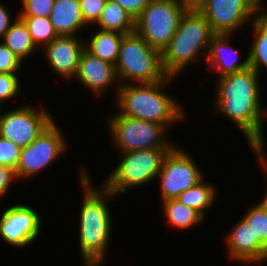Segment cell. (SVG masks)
I'll return each instance as SVG.
<instances>
[{
	"label": "cell",
	"mask_w": 267,
	"mask_h": 266,
	"mask_svg": "<svg viewBox=\"0 0 267 266\" xmlns=\"http://www.w3.org/2000/svg\"><path fill=\"white\" fill-rule=\"evenodd\" d=\"M256 15H264V3L262 0H244ZM263 3V4H262Z\"/></svg>",
	"instance_id": "cell-36"
},
{
	"label": "cell",
	"mask_w": 267,
	"mask_h": 266,
	"mask_svg": "<svg viewBox=\"0 0 267 266\" xmlns=\"http://www.w3.org/2000/svg\"><path fill=\"white\" fill-rule=\"evenodd\" d=\"M263 109L264 110H263V122L262 123H264L265 122V119H267V108L264 107Z\"/></svg>",
	"instance_id": "cell-38"
},
{
	"label": "cell",
	"mask_w": 267,
	"mask_h": 266,
	"mask_svg": "<svg viewBox=\"0 0 267 266\" xmlns=\"http://www.w3.org/2000/svg\"><path fill=\"white\" fill-rule=\"evenodd\" d=\"M231 36L215 34L211 38L205 62L208 63L207 65L210 68L214 69V72L218 73L217 77L233 74L250 67L248 54L246 59L240 62L241 54L238 49L231 46Z\"/></svg>",
	"instance_id": "cell-17"
},
{
	"label": "cell",
	"mask_w": 267,
	"mask_h": 266,
	"mask_svg": "<svg viewBox=\"0 0 267 266\" xmlns=\"http://www.w3.org/2000/svg\"><path fill=\"white\" fill-rule=\"evenodd\" d=\"M7 8L8 7H5L3 3H0V41L14 23V21L12 22L11 14Z\"/></svg>",
	"instance_id": "cell-34"
},
{
	"label": "cell",
	"mask_w": 267,
	"mask_h": 266,
	"mask_svg": "<svg viewBox=\"0 0 267 266\" xmlns=\"http://www.w3.org/2000/svg\"><path fill=\"white\" fill-rule=\"evenodd\" d=\"M67 142L55 120L28 146L21 148L20 159L15 169L18 180L41 173L61 157Z\"/></svg>",
	"instance_id": "cell-9"
},
{
	"label": "cell",
	"mask_w": 267,
	"mask_h": 266,
	"mask_svg": "<svg viewBox=\"0 0 267 266\" xmlns=\"http://www.w3.org/2000/svg\"><path fill=\"white\" fill-rule=\"evenodd\" d=\"M216 193L215 186L202 179L195 186L180 193L176 199L186 206L194 208L206 218V211L210 207L212 208L216 201Z\"/></svg>",
	"instance_id": "cell-24"
},
{
	"label": "cell",
	"mask_w": 267,
	"mask_h": 266,
	"mask_svg": "<svg viewBox=\"0 0 267 266\" xmlns=\"http://www.w3.org/2000/svg\"><path fill=\"white\" fill-rule=\"evenodd\" d=\"M187 9L180 0H151L135 19V32L162 52L174 36Z\"/></svg>",
	"instance_id": "cell-8"
},
{
	"label": "cell",
	"mask_w": 267,
	"mask_h": 266,
	"mask_svg": "<svg viewBox=\"0 0 267 266\" xmlns=\"http://www.w3.org/2000/svg\"><path fill=\"white\" fill-rule=\"evenodd\" d=\"M41 217L29 205L15 204L6 208L0 218V236L6 243L25 247L41 233Z\"/></svg>",
	"instance_id": "cell-12"
},
{
	"label": "cell",
	"mask_w": 267,
	"mask_h": 266,
	"mask_svg": "<svg viewBox=\"0 0 267 266\" xmlns=\"http://www.w3.org/2000/svg\"><path fill=\"white\" fill-rule=\"evenodd\" d=\"M22 61L1 41L0 73H17L21 70Z\"/></svg>",
	"instance_id": "cell-31"
},
{
	"label": "cell",
	"mask_w": 267,
	"mask_h": 266,
	"mask_svg": "<svg viewBox=\"0 0 267 266\" xmlns=\"http://www.w3.org/2000/svg\"><path fill=\"white\" fill-rule=\"evenodd\" d=\"M49 18L58 36H78L86 26L79 0H55Z\"/></svg>",
	"instance_id": "cell-18"
},
{
	"label": "cell",
	"mask_w": 267,
	"mask_h": 266,
	"mask_svg": "<svg viewBox=\"0 0 267 266\" xmlns=\"http://www.w3.org/2000/svg\"><path fill=\"white\" fill-rule=\"evenodd\" d=\"M187 10H199L207 0H180Z\"/></svg>",
	"instance_id": "cell-35"
},
{
	"label": "cell",
	"mask_w": 267,
	"mask_h": 266,
	"mask_svg": "<svg viewBox=\"0 0 267 266\" xmlns=\"http://www.w3.org/2000/svg\"><path fill=\"white\" fill-rule=\"evenodd\" d=\"M22 9L18 16L50 17L55 0H20Z\"/></svg>",
	"instance_id": "cell-28"
},
{
	"label": "cell",
	"mask_w": 267,
	"mask_h": 266,
	"mask_svg": "<svg viewBox=\"0 0 267 266\" xmlns=\"http://www.w3.org/2000/svg\"><path fill=\"white\" fill-rule=\"evenodd\" d=\"M118 3L126 12L136 19L151 0H110Z\"/></svg>",
	"instance_id": "cell-32"
},
{
	"label": "cell",
	"mask_w": 267,
	"mask_h": 266,
	"mask_svg": "<svg viewBox=\"0 0 267 266\" xmlns=\"http://www.w3.org/2000/svg\"><path fill=\"white\" fill-rule=\"evenodd\" d=\"M115 71L120 85L154 83L168 76L162 67L161 52L136 32L123 36Z\"/></svg>",
	"instance_id": "cell-5"
},
{
	"label": "cell",
	"mask_w": 267,
	"mask_h": 266,
	"mask_svg": "<svg viewBox=\"0 0 267 266\" xmlns=\"http://www.w3.org/2000/svg\"><path fill=\"white\" fill-rule=\"evenodd\" d=\"M112 116V117H111ZM108 128L114 148L120 152L141 149L173 148L177 143L169 142L167 130L172 125H162L119 114H111Z\"/></svg>",
	"instance_id": "cell-7"
},
{
	"label": "cell",
	"mask_w": 267,
	"mask_h": 266,
	"mask_svg": "<svg viewBox=\"0 0 267 266\" xmlns=\"http://www.w3.org/2000/svg\"><path fill=\"white\" fill-rule=\"evenodd\" d=\"M264 15H267V10L266 9L264 10Z\"/></svg>",
	"instance_id": "cell-39"
},
{
	"label": "cell",
	"mask_w": 267,
	"mask_h": 266,
	"mask_svg": "<svg viewBox=\"0 0 267 266\" xmlns=\"http://www.w3.org/2000/svg\"><path fill=\"white\" fill-rule=\"evenodd\" d=\"M20 79L17 73H0V108L6 100L16 99L20 92Z\"/></svg>",
	"instance_id": "cell-27"
},
{
	"label": "cell",
	"mask_w": 267,
	"mask_h": 266,
	"mask_svg": "<svg viewBox=\"0 0 267 266\" xmlns=\"http://www.w3.org/2000/svg\"><path fill=\"white\" fill-rule=\"evenodd\" d=\"M199 11L214 34L225 35L234 34L258 16L244 0H207Z\"/></svg>",
	"instance_id": "cell-13"
},
{
	"label": "cell",
	"mask_w": 267,
	"mask_h": 266,
	"mask_svg": "<svg viewBox=\"0 0 267 266\" xmlns=\"http://www.w3.org/2000/svg\"><path fill=\"white\" fill-rule=\"evenodd\" d=\"M230 259L235 262L259 265L267 261V252L253 238L251 227L241 218L226 234Z\"/></svg>",
	"instance_id": "cell-16"
},
{
	"label": "cell",
	"mask_w": 267,
	"mask_h": 266,
	"mask_svg": "<svg viewBox=\"0 0 267 266\" xmlns=\"http://www.w3.org/2000/svg\"><path fill=\"white\" fill-rule=\"evenodd\" d=\"M98 30L92 33L90 38L86 39L85 49L93 56L115 65L124 34L115 31Z\"/></svg>",
	"instance_id": "cell-19"
},
{
	"label": "cell",
	"mask_w": 267,
	"mask_h": 266,
	"mask_svg": "<svg viewBox=\"0 0 267 266\" xmlns=\"http://www.w3.org/2000/svg\"><path fill=\"white\" fill-rule=\"evenodd\" d=\"M86 170L82 165L79 172L84 190L79 212V249L84 266H102L113 231L108 201L116 195L102 184L98 188L92 185Z\"/></svg>",
	"instance_id": "cell-2"
},
{
	"label": "cell",
	"mask_w": 267,
	"mask_h": 266,
	"mask_svg": "<svg viewBox=\"0 0 267 266\" xmlns=\"http://www.w3.org/2000/svg\"><path fill=\"white\" fill-rule=\"evenodd\" d=\"M172 148L141 149L119 152L121 161L102 182L114 195L124 194L128 189L137 188L158 179L163 162Z\"/></svg>",
	"instance_id": "cell-6"
},
{
	"label": "cell",
	"mask_w": 267,
	"mask_h": 266,
	"mask_svg": "<svg viewBox=\"0 0 267 266\" xmlns=\"http://www.w3.org/2000/svg\"><path fill=\"white\" fill-rule=\"evenodd\" d=\"M96 24L101 30L115 31L124 35L135 32V19L118 3L110 0L106 1Z\"/></svg>",
	"instance_id": "cell-22"
},
{
	"label": "cell",
	"mask_w": 267,
	"mask_h": 266,
	"mask_svg": "<svg viewBox=\"0 0 267 266\" xmlns=\"http://www.w3.org/2000/svg\"><path fill=\"white\" fill-rule=\"evenodd\" d=\"M75 80L88 88L95 96H103L108 87L115 84L116 95L119 90V82L115 71V65L93 56L86 49L80 55ZM102 94V95H101Z\"/></svg>",
	"instance_id": "cell-14"
},
{
	"label": "cell",
	"mask_w": 267,
	"mask_h": 266,
	"mask_svg": "<svg viewBox=\"0 0 267 266\" xmlns=\"http://www.w3.org/2000/svg\"><path fill=\"white\" fill-rule=\"evenodd\" d=\"M21 148L0 136V165L16 169Z\"/></svg>",
	"instance_id": "cell-29"
},
{
	"label": "cell",
	"mask_w": 267,
	"mask_h": 266,
	"mask_svg": "<svg viewBox=\"0 0 267 266\" xmlns=\"http://www.w3.org/2000/svg\"><path fill=\"white\" fill-rule=\"evenodd\" d=\"M260 166L262 167L261 169L264 170L265 173L267 175V163H260ZM266 212H267V191L264 194V197L262 200H260V202L258 203Z\"/></svg>",
	"instance_id": "cell-37"
},
{
	"label": "cell",
	"mask_w": 267,
	"mask_h": 266,
	"mask_svg": "<svg viewBox=\"0 0 267 266\" xmlns=\"http://www.w3.org/2000/svg\"><path fill=\"white\" fill-rule=\"evenodd\" d=\"M243 215L242 219L251 227L253 238L267 252V212L257 202Z\"/></svg>",
	"instance_id": "cell-26"
},
{
	"label": "cell",
	"mask_w": 267,
	"mask_h": 266,
	"mask_svg": "<svg viewBox=\"0 0 267 266\" xmlns=\"http://www.w3.org/2000/svg\"><path fill=\"white\" fill-rule=\"evenodd\" d=\"M161 203L163 216L172 227L185 231L205 221V218L198 211L186 206L178 199H168Z\"/></svg>",
	"instance_id": "cell-21"
},
{
	"label": "cell",
	"mask_w": 267,
	"mask_h": 266,
	"mask_svg": "<svg viewBox=\"0 0 267 266\" xmlns=\"http://www.w3.org/2000/svg\"><path fill=\"white\" fill-rule=\"evenodd\" d=\"M184 150L175 145L164 159L158 175L162 202L176 199L180 193L205 178L196 161Z\"/></svg>",
	"instance_id": "cell-11"
},
{
	"label": "cell",
	"mask_w": 267,
	"mask_h": 266,
	"mask_svg": "<svg viewBox=\"0 0 267 266\" xmlns=\"http://www.w3.org/2000/svg\"><path fill=\"white\" fill-rule=\"evenodd\" d=\"M250 25L254 36L248 49L249 66L260 75L263 67L267 70V15H258Z\"/></svg>",
	"instance_id": "cell-20"
},
{
	"label": "cell",
	"mask_w": 267,
	"mask_h": 266,
	"mask_svg": "<svg viewBox=\"0 0 267 266\" xmlns=\"http://www.w3.org/2000/svg\"><path fill=\"white\" fill-rule=\"evenodd\" d=\"M1 40L22 62L37 48L26 25L18 15Z\"/></svg>",
	"instance_id": "cell-23"
},
{
	"label": "cell",
	"mask_w": 267,
	"mask_h": 266,
	"mask_svg": "<svg viewBox=\"0 0 267 266\" xmlns=\"http://www.w3.org/2000/svg\"><path fill=\"white\" fill-rule=\"evenodd\" d=\"M214 35L209 22L199 10H186L174 36L161 52L164 72L168 76L177 77L201 54L204 56L203 61H206Z\"/></svg>",
	"instance_id": "cell-4"
},
{
	"label": "cell",
	"mask_w": 267,
	"mask_h": 266,
	"mask_svg": "<svg viewBox=\"0 0 267 266\" xmlns=\"http://www.w3.org/2000/svg\"><path fill=\"white\" fill-rule=\"evenodd\" d=\"M26 25L36 47L44 48L58 37L49 17L18 16Z\"/></svg>",
	"instance_id": "cell-25"
},
{
	"label": "cell",
	"mask_w": 267,
	"mask_h": 266,
	"mask_svg": "<svg viewBox=\"0 0 267 266\" xmlns=\"http://www.w3.org/2000/svg\"><path fill=\"white\" fill-rule=\"evenodd\" d=\"M84 49L85 40L78 36H58L42 50L54 72L68 80L75 77Z\"/></svg>",
	"instance_id": "cell-15"
},
{
	"label": "cell",
	"mask_w": 267,
	"mask_h": 266,
	"mask_svg": "<svg viewBox=\"0 0 267 266\" xmlns=\"http://www.w3.org/2000/svg\"><path fill=\"white\" fill-rule=\"evenodd\" d=\"M0 108V136L24 148L35 140L54 119L45 109L22 104L15 109Z\"/></svg>",
	"instance_id": "cell-10"
},
{
	"label": "cell",
	"mask_w": 267,
	"mask_h": 266,
	"mask_svg": "<svg viewBox=\"0 0 267 266\" xmlns=\"http://www.w3.org/2000/svg\"><path fill=\"white\" fill-rule=\"evenodd\" d=\"M107 0H79L81 14L86 25L96 24Z\"/></svg>",
	"instance_id": "cell-30"
},
{
	"label": "cell",
	"mask_w": 267,
	"mask_h": 266,
	"mask_svg": "<svg viewBox=\"0 0 267 266\" xmlns=\"http://www.w3.org/2000/svg\"><path fill=\"white\" fill-rule=\"evenodd\" d=\"M18 179L16 171L8 166L0 165V198L4 197L5 194L11 189L12 182Z\"/></svg>",
	"instance_id": "cell-33"
},
{
	"label": "cell",
	"mask_w": 267,
	"mask_h": 266,
	"mask_svg": "<svg viewBox=\"0 0 267 266\" xmlns=\"http://www.w3.org/2000/svg\"><path fill=\"white\" fill-rule=\"evenodd\" d=\"M175 77L167 76L154 83L123 84L119 86L116 106L121 115L151 121L162 125H175L182 122L185 112L178 101L163 92L165 85Z\"/></svg>",
	"instance_id": "cell-3"
},
{
	"label": "cell",
	"mask_w": 267,
	"mask_h": 266,
	"mask_svg": "<svg viewBox=\"0 0 267 266\" xmlns=\"http://www.w3.org/2000/svg\"><path fill=\"white\" fill-rule=\"evenodd\" d=\"M259 80L260 75L251 67L216 78L214 108L240 129L260 164L267 163V153Z\"/></svg>",
	"instance_id": "cell-1"
}]
</instances>
